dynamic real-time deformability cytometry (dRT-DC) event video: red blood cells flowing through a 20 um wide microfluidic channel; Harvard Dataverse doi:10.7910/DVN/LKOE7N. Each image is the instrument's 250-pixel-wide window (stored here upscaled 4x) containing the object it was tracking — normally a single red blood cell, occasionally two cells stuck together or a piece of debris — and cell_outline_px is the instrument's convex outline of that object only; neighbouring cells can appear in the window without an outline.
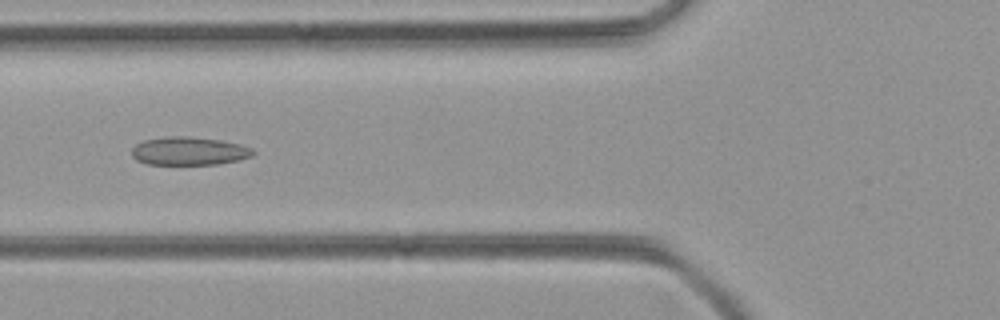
{"species": "common noctule bat (a hibernating species)", "species_latin": "Nyctalus noctula", "temperature_condition": "room temperature", "stored_images_in_passage": 50, "camera_frame_rate_fps": 3000, "um_per_image_px": 0.085, "animal": {"sex": "female", "body_mass_g": 21.9}, "frame": {"image": 1, "passage_image": 19, "time_ms": 6.0, "image_size_px": [1000, 320], "cell_outline_px": [[256, 152], [252, 156], [240, 160], [216, 164], [148, 164], [136, 160], [132, 156], [132, 148], [136, 144], [144, 140], [168, 136], [188, 136], [220, 140], [240, 144], [252, 148]], "centroid_in_image_um": [16.08, 12.83], "position_along_channel_um": 109.7, "area_um2": 20.0}}
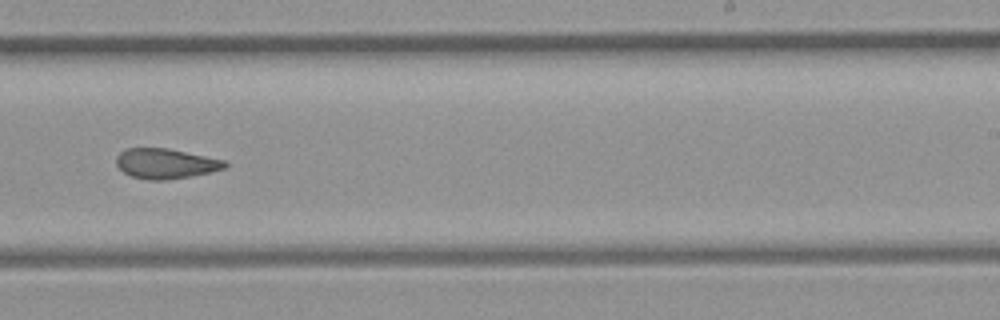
{"frame": {"image": 2, "passage_image": 31, "time_ms": 10.0, "image_size_px": [1000, 320], "cell_outline_px": [[228, 164], [224, 168], [192, 176], [164, 180], [148, 180], [132, 176], [124, 172], [116, 164], [116, 156], [120, 152], [128, 148], [168, 148], [224, 160]], "centroid_in_image_um": [14.05, 13.9], "position_along_channel_um": 274.9, "area_um2": 18.84}}
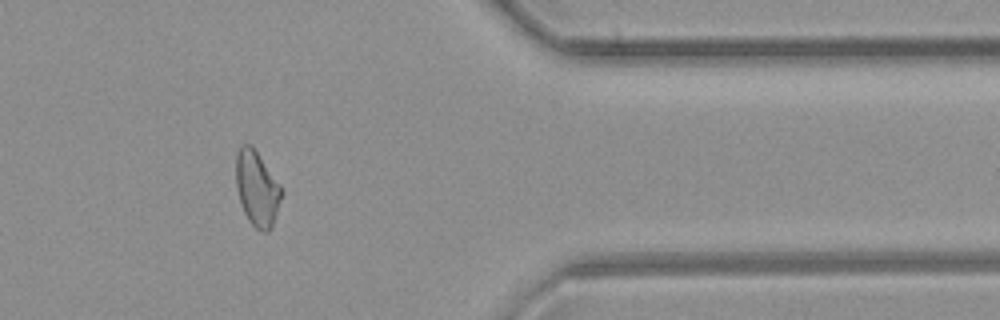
{"frame": {"image": 3, "passage_image": 41, "time_ms": 13.333, "image_size_px": [1000, 320], "cell_outline_px": [[284, 192], [272, 224], [268, 232], [264, 232], [256, 228], [248, 220], [244, 212], [236, 188], [236, 152], [244, 144], [248, 144], [256, 152], [280, 184]], "centroid_in_image_um": [21.84, 16.04], "position_along_channel_um": 389.6, "area_um2": 19.54}}